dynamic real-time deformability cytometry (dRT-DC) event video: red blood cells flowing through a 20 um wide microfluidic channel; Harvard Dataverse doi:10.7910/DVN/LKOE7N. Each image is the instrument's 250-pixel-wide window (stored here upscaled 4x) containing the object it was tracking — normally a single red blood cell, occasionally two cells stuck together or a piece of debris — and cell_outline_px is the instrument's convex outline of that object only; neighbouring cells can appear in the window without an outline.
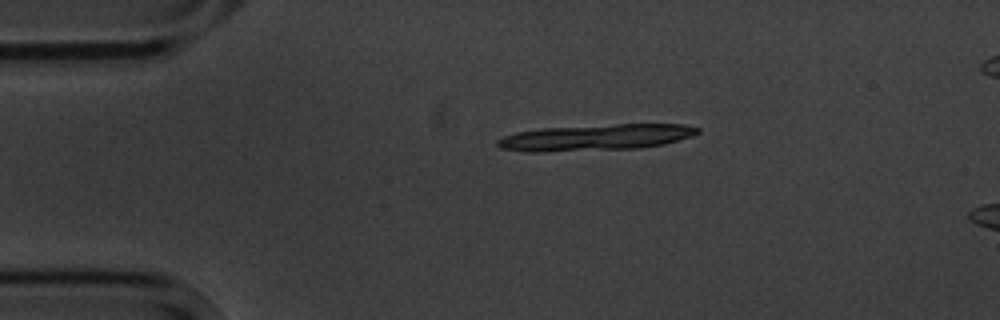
{"species": "common noctule bat (a hibernating species)", "species_latin": "Nyctalus noctula", "temperature_condition": "cold", "stored_images_in_passage": 3, "camera_frame_rate_fps": 3000, "um_per_image_px": 0.085, "animal": {"sex": "male", "body_mass_g": 20.1, "forearm_length_mm": 53.5}, "frame": {"image": 1, "passage_image": 1, "time_ms": 0.0, "image_size_px": [1000, 320], "cell_outline_px": [[700, 132], [692, 136], [664, 144], [640, 148], [536, 152], [528, 152], [500, 148], [496, 144], [496, 140], [504, 136], [516, 132], [540, 128], [616, 124], [684, 124], [700, 128]], "centroid_in_image_um": [50.63, 11.67], "position_along_channel_um": 34.4, "area_um2": 30.63}}